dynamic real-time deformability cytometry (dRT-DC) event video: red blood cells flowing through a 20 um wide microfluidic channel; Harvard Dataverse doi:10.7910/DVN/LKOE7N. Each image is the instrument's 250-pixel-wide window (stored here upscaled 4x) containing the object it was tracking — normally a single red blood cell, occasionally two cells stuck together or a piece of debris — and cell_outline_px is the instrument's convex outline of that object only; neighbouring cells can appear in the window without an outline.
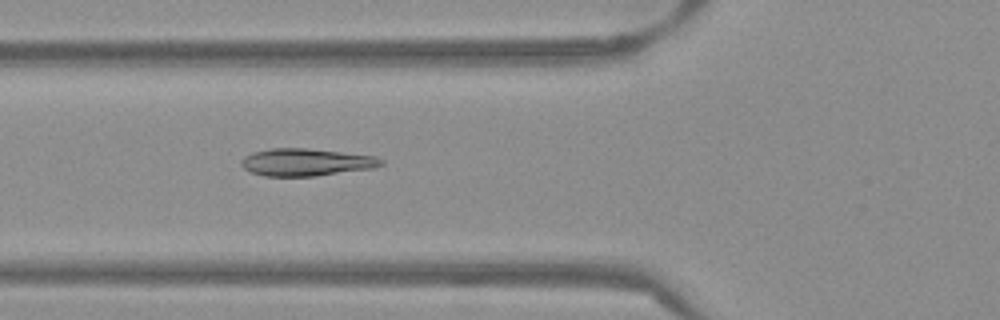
{"species": "Egyptian fruit bat (a non-hibernating species)", "species_latin": "Rousettus aegyptiacus", "temperature_condition": "warm", "stored_images_in_passage": 38, "camera_frame_rate_fps": 3000, "um_per_image_px": 0.085, "frame": {"image": 1, "passage_image": 5, "time_ms": 1.333, "image_size_px": [1000, 320], "cell_outline_px": [[384, 164], [376, 168], [316, 176], [264, 176], [252, 172], [244, 168], [240, 164], [240, 160], [244, 156], [252, 152], [272, 148], [308, 148], [376, 156], [384, 160]], "centroid_in_image_um": [26.04, 13.79], "position_along_channel_um": 99.8, "area_um2": 22.54}}
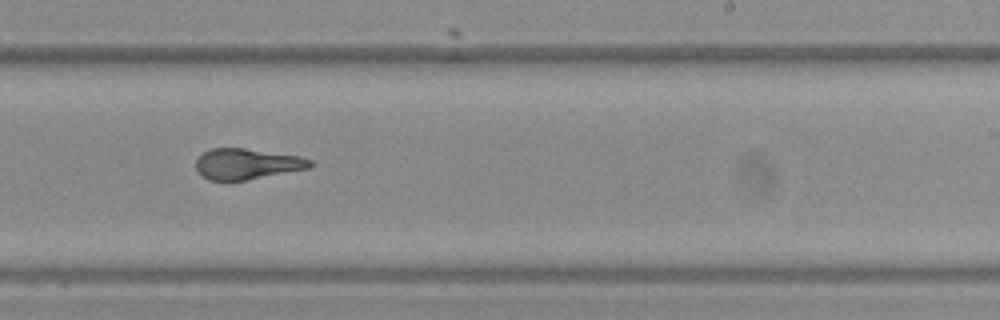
{"frame": {"image": 2, "passage_image": 18, "time_ms": 5.667, "image_size_px": [1000, 320], "cell_outline_px": [[312, 164], [308, 168], [244, 180], [208, 180], [200, 176], [196, 168], [196, 160], [204, 152], [212, 148], [244, 148], [300, 156], [312, 160]], "centroid_in_image_um": [20.95, 13.93], "position_along_channel_um": 268.1, "area_um2": 20.23}}
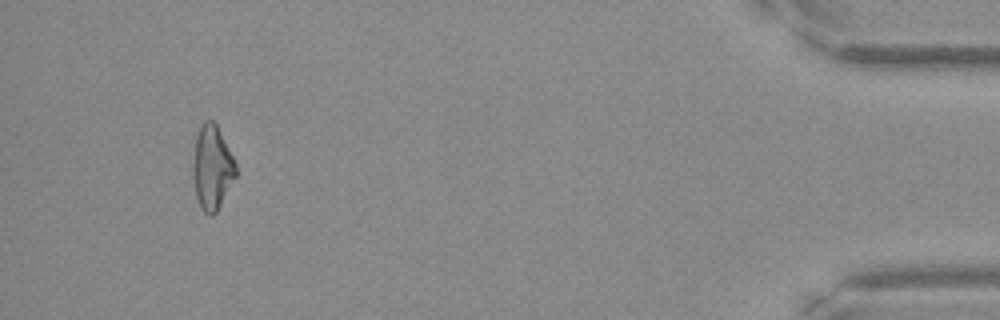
{"frame": {"image": 3, "passage_image": 35, "time_ms": 11.333, "image_size_px": [1000, 320], "cell_outline_px": [[236, 176], [216, 212], [212, 216], [208, 216], [200, 208], [196, 196], [192, 168], [192, 164], [196, 136], [200, 124], [204, 120], [212, 120], [216, 124], [236, 164]], "centroid_in_image_um": [18.0, 14.25], "position_along_channel_um": 417.2, "area_um2": 20.92}, "authors_computed_cell_mechanics": {"area_um2": 21.3571, "velocity_mm_per_s": 3.8729, "shape_relaxation_time_tau1_ms": 10.5239, "shape_relaxation_time_tau2_ms": 1.3638, "deformation_change_tau1": 0.2925, "deformation_change_tau2": 0.0595}}